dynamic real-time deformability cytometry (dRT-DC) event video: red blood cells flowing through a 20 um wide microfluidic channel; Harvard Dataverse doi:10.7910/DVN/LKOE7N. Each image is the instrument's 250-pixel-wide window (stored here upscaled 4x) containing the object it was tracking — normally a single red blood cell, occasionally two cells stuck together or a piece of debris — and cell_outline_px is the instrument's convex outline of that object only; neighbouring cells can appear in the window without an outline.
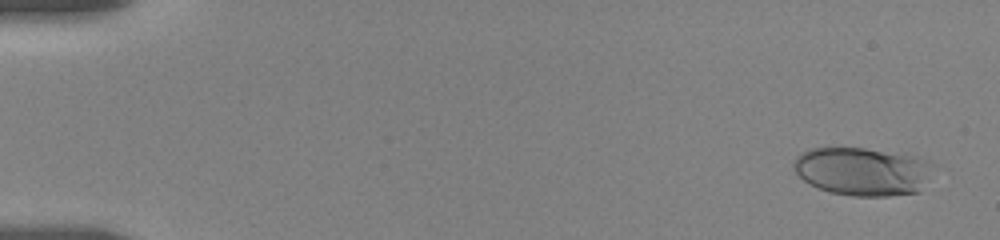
{"species": "human", "species_latin": "Homo sapiens", "temperature_condition": "room temperature", "stored_images_in_passage": 15, "camera_frame_rate_fps": 3000, "um_per_image_px": 0.085, "donor": {"sex": "female"}, "frame": {"image": 1, "passage_image": 1, "time_ms": 0.0, "image_size_px": [1000, 240], "cell_outline_px": [[932, 164], [920, 192], [888, 196], [852, 196], [828, 192], [804, 180], [796, 172], [792, 164], [796, 156], [808, 148], [864, 148], [912, 156], [928, 160]], "centroid_in_image_um": [73.27, 14.57], "position_along_channel_um": 11.7, "area_um2": 38.84}}